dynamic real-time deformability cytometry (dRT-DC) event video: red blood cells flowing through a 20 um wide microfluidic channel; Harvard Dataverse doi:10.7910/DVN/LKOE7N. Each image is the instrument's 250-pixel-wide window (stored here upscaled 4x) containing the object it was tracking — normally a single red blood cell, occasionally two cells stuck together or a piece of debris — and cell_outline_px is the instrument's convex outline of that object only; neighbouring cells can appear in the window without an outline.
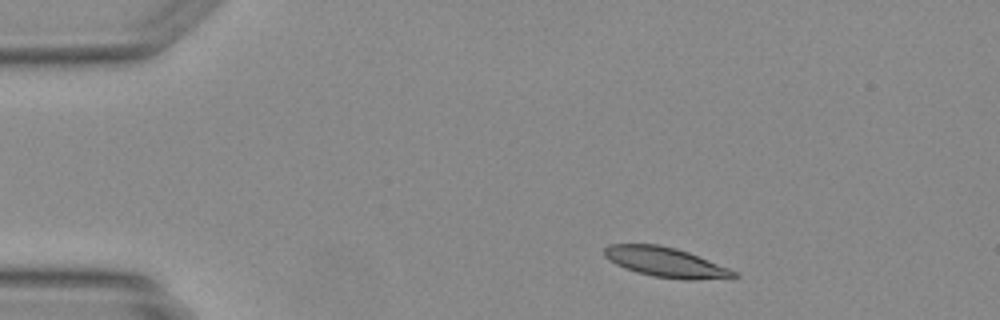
{"species": "Egyptian fruit bat (a non-hibernating species)", "species_latin": "Rousettus aegyptiacus", "temperature_condition": "warm", "stored_images_in_passage": 41, "camera_frame_rate_fps": 3000, "um_per_image_px": 0.085, "animal": {"sex": "female"}, "frame": {"image": 1, "passage_image": 1, "time_ms": 0.0, "image_size_px": [1000, 320], "cell_outline_px": [[740, 276], [696, 280], [684, 280], [652, 276], [636, 272], [616, 264], [604, 256], [604, 248], [608, 244], [656, 244], [676, 248], [688, 252], [728, 268], [736, 272]], "centroid_in_image_um": [56.55, 22.29], "position_along_channel_um": 28.5, "area_um2": 22.25}}
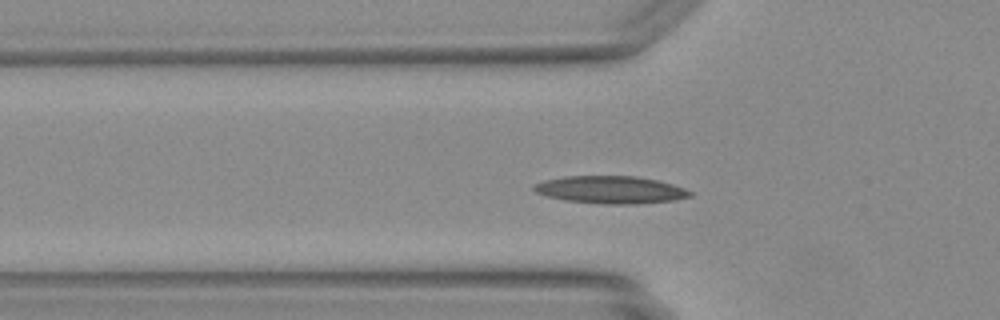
{"frame": {"image": 2, "passage_image": 9, "time_ms": 2.667, "image_size_px": [1000, 320], "cell_outline_px": [[692, 196], [676, 200], [636, 204], [604, 204], [564, 200], [548, 196], [536, 192], [532, 188], [532, 184], [544, 180], [564, 176], [636, 176], [656, 180], [672, 184], [684, 188], [692, 192]], "centroid_in_image_um": [51.89, 16.13], "position_along_channel_um": 73.9, "area_um2": 25.09}}
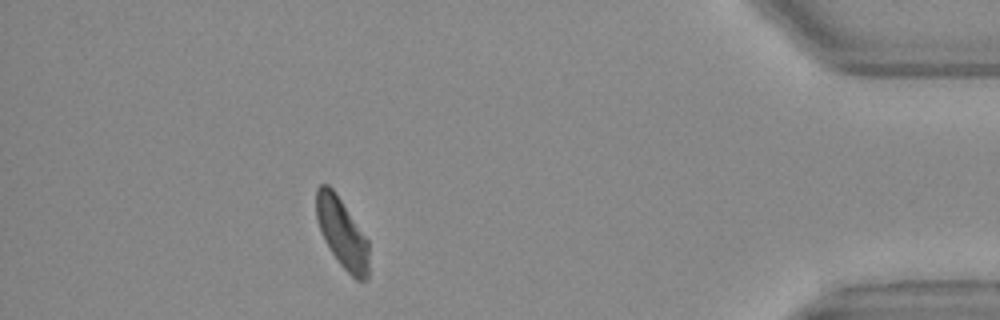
{"frame": {"image": 3, "passage_image": 36, "time_ms": 11.667, "image_size_px": [1000, 320], "cell_outline_px": [[368, 280], [356, 280], [340, 264], [324, 240], [316, 216], [316, 188], [320, 184], [328, 184], [332, 188], [368, 240]], "centroid_in_image_um": [29.07, 19.81], "position_along_channel_um": 406.1, "area_um2": 20.98}}